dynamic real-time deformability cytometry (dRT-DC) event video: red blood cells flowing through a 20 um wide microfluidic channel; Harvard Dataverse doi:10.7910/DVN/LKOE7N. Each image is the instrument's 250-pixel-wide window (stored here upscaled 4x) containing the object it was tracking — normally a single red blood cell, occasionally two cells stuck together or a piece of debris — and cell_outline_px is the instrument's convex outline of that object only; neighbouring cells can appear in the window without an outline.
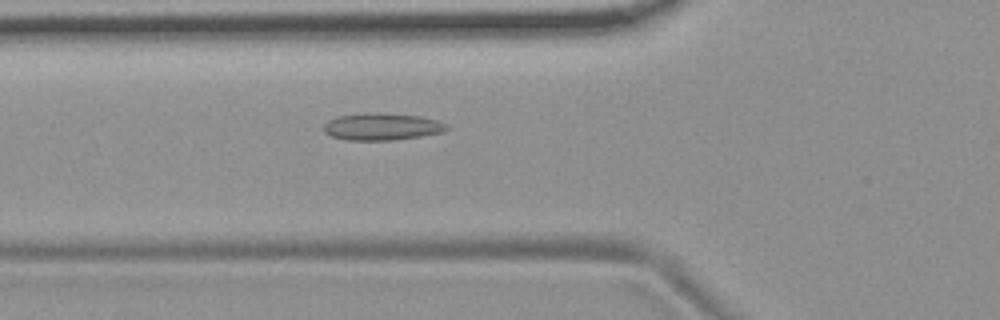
{"species": "common noctule bat (a hibernating species)", "species_latin": "Nyctalus noctula", "temperature_condition": "room temperature", "stored_images_in_passage": 7, "camera_frame_rate_fps": 3000, "um_per_image_px": 0.085, "animal": {"sex": "female", "body_mass_g": 19.9}, "frame": {"image": 1, "passage_image": 7, "time_ms": 2.0, "image_size_px": [1000, 320], "cell_outline_px": [[448, 128], [440, 132], [420, 136], [392, 140], [348, 140], [332, 136], [324, 132], [324, 124], [328, 120], [336, 116], [368, 112], [380, 112], [420, 116], [436, 120], [448, 124]], "centroid_in_image_um": [32.43, 10.75], "position_along_channel_um": 93.4, "area_um2": 19.42}}